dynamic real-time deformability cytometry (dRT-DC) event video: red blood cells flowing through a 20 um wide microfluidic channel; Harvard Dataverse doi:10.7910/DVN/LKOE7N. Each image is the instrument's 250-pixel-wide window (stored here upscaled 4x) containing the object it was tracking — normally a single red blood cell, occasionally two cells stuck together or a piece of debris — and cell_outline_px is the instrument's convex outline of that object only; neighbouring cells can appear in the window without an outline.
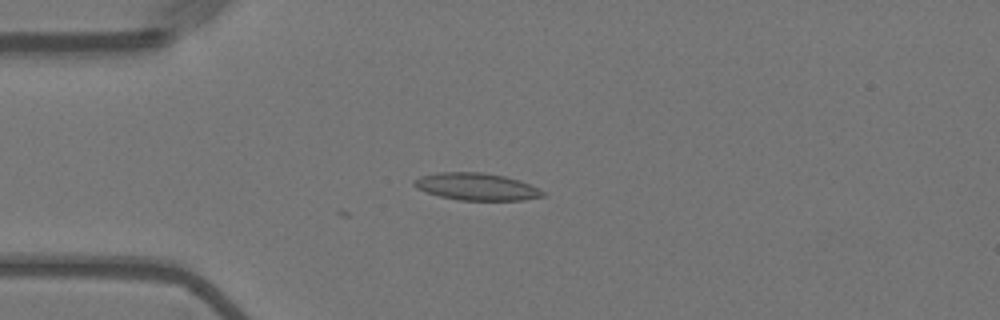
{"species": "Egyptian fruit bat (a non-hibernating species)", "species_latin": "Rousettus aegyptiacus", "temperature_condition": "warm", "stored_images_in_passage": 8, "camera_frame_rate_fps": 3000, "um_per_image_px": 0.085, "animal": {"sex": "female"}, "frame": {"image": 1, "passage_image": 1, "time_ms": 0.0, "image_size_px": [1000, 320], "cell_outline_px": [[544, 196], [524, 200], [460, 200], [440, 196], [424, 192], [416, 188], [412, 184], [412, 180], [420, 176], [440, 172], [480, 172], [504, 176], [520, 180], [544, 192]], "centroid_in_image_um": [40.44, 15.86], "position_along_channel_um": 44.6, "area_um2": 20.35}}
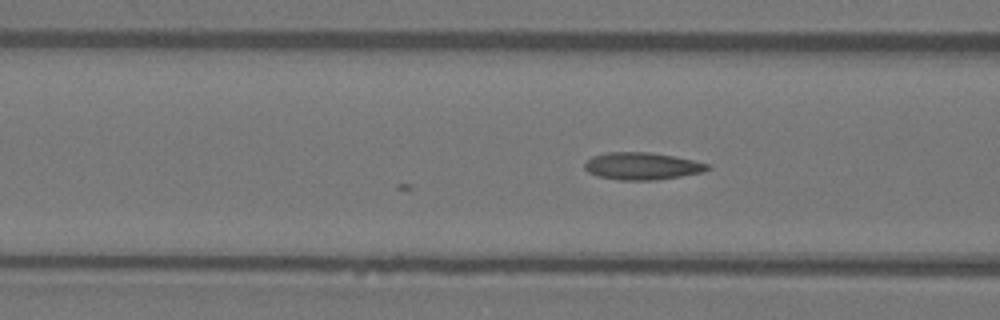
{"frame": {"image": 2, "passage_image": 8, "time_ms": 2.333, "image_size_px": [1000, 320], "cell_outline_px": [[712, 168], [704, 172], [656, 180], [620, 180], [596, 176], [588, 172], [584, 168], [584, 164], [592, 156], [604, 152], [648, 152], [672, 156], [692, 160], [708, 164]], "centroid_in_image_um": [54.55, 14.12], "position_along_channel_um": 112.1, "area_um2": 19.54}}